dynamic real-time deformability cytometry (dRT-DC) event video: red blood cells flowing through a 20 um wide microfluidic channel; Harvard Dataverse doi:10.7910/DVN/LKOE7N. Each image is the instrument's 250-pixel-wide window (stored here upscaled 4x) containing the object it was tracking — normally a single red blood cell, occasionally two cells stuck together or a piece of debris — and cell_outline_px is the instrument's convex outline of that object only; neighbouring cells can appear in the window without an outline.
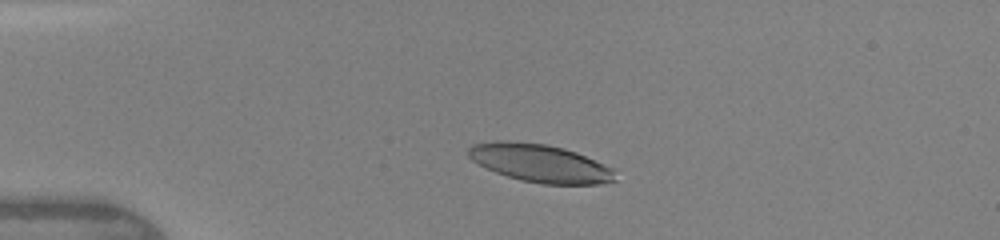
{"species": "human", "species_latin": "Homo sapiens", "temperature_condition": "warm", "stored_images_in_passage": 17, "camera_frame_rate_fps": 3000, "um_per_image_px": 0.085, "donor": {"sex": "female"}, "frame": {"image": 1, "passage_image": 4, "time_ms": 2.333, "image_size_px": [1000, 240], "cell_outline_px": [[616, 180], [600, 184], [544, 184], [520, 180], [496, 172], [472, 160], [468, 156], [468, 148], [472, 144], [496, 140], [508, 140], [548, 144], [564, 148], [576, 152], [612, 168]], "centroid_in_image_um": [45.88, 13.85], "position_along_channel_um": 39.1, "area_um2": 32.37}}
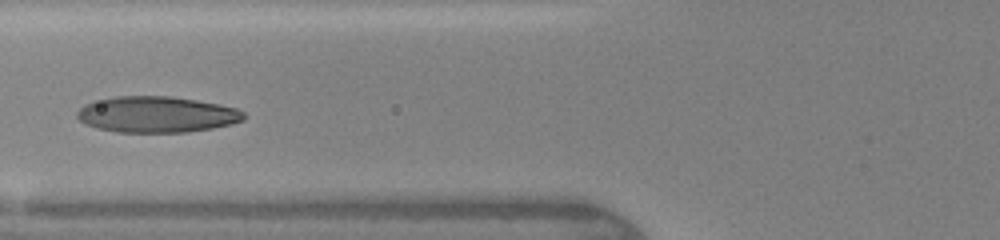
{"frame": {"image": 2, "passage_image": 10, "time_ms": 5.0, "image_size_px": [1000, 240], "cell_outline_px": [[248, 116], [244, 120], [232, 124], [212, 128], [188, 132], [116, 132], [96, 128], [84, 124], [76, 116], [76, 112], [84, 104], [116, 96], [172, 96], [196, 100], [236, 108], [244, 112]], "centroid_in_image_um": [13.32, 9.73], "position_along_channel_um": 112.5, "area_um2": 35.14}}
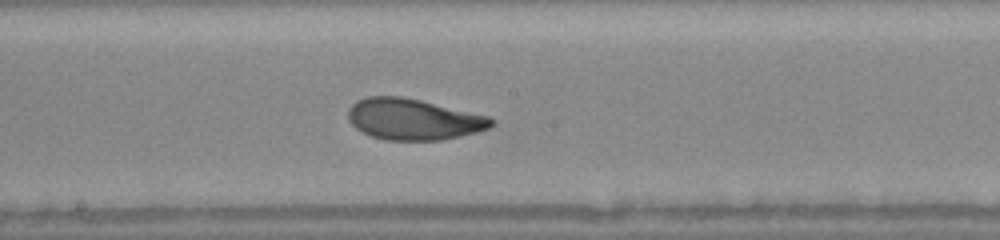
{"frame": {"image": 3, "passage_image": 16, "time_ms": 7.333, "image_size_px": [1000, 240], "cell_outline_px": [[496, 124], [488, 128], [476, 132], [440, 140], [384, 140], [372, 136], [356, 128], [348, 120], [348, 108], [356, 100], [368, 96], [400, 96], [420, 100], [488, 116], [496, 120]], "centroid_in_image_um": [35.12, 10.13], "position_along_channel_um": 213.1, "area_um2": 34.22}}